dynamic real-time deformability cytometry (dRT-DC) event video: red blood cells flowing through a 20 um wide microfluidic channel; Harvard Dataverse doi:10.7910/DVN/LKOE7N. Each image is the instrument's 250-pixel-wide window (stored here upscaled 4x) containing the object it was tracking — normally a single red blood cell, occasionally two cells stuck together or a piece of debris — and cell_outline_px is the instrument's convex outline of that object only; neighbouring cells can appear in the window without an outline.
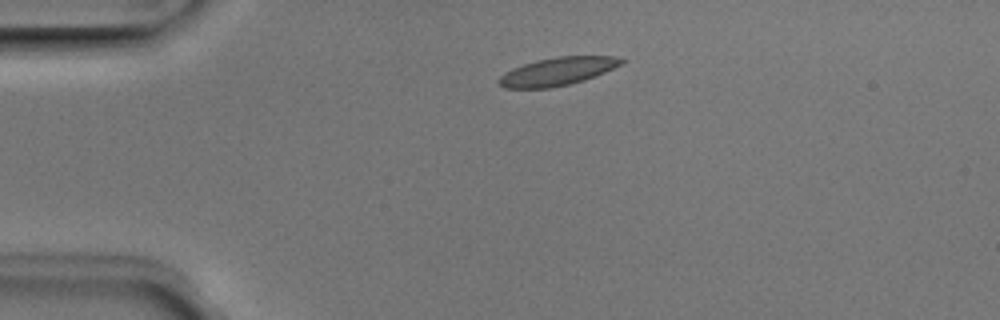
{"species": "Egyptian fruit bat (a non-hibernating species)", "species_latin": "Rousettus aegyptiacus", "temperature_condition": "room temperature", "stored_images_in_passage": 41, "camera_frame_rate_fps": 3000, "um_per_image_px": 0.085, "animal": {"sex": "male"}, "frame": {"image": 1, "passage_image": 1, "time_ms": 0.0, "image_size_px": [1000, 320], "cell_outline_px": [[628, 60], [596, 76], [584, 80], [568, 84], [548, 88], [504, 88], [496, 80], [504, 72], [512, 68], [536, 60], [556, 56], [612, 56]], "centroid_in_image_um": [47.35, 6.06], "position_along_channel_um": 37.6, "area_um2": 19.94}}
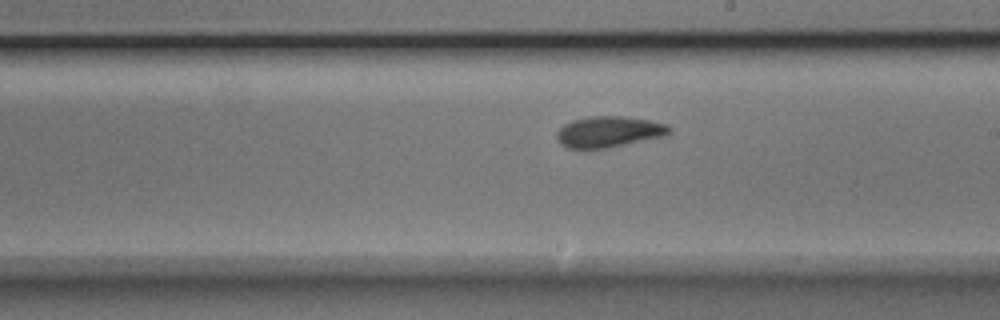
{"frame": {"image": 2, "passage_image": 19, "time_ms": 6.0, "image_size_px": [1000, 320], "cell_outline_px": [[672, 128], [664, 136], [608, 148], [568, 148], [560, 144], [556, 140], [556, 132], [564, 124], [572, 120], [588, 116], [624, 116], [648, 120], [668, 124]], "centroid_in_image_um": [51.72, 11.19], "position_along_channel_um": 237.3, "area_um2": 20.4}}
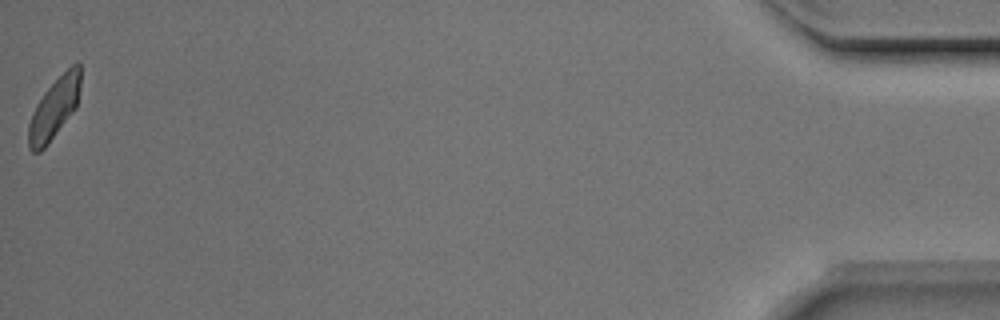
{"frame": {"image": 3, "passage_image": 41, "time_ms": 13.333, "image_size_px": [1000, 320], "cell_outline_px": [[80, 88], [76, 108], [48, 144], [40, 152], [32, 152], [28, 148], [28, 124], [32, 112], [36, 104], [44, 92], [76, 60], [80, 64]], "centroid_in_image_um": [4.6, 9.22], "position_along_channel_um": 430.6, "area_um2": 18.44}, "authors_computed_cell_mechanics": {"area_um2": 19.7098, "velocity_mm_per_s": 3.9438, "shape_relaxation_time_tau1_ms": 2.7948, "shape_relaxation_time_tau2_ms": 1.7267, "deformation_change_tau1": 0.1252, "deformation_change_tau2": 0.0676}}